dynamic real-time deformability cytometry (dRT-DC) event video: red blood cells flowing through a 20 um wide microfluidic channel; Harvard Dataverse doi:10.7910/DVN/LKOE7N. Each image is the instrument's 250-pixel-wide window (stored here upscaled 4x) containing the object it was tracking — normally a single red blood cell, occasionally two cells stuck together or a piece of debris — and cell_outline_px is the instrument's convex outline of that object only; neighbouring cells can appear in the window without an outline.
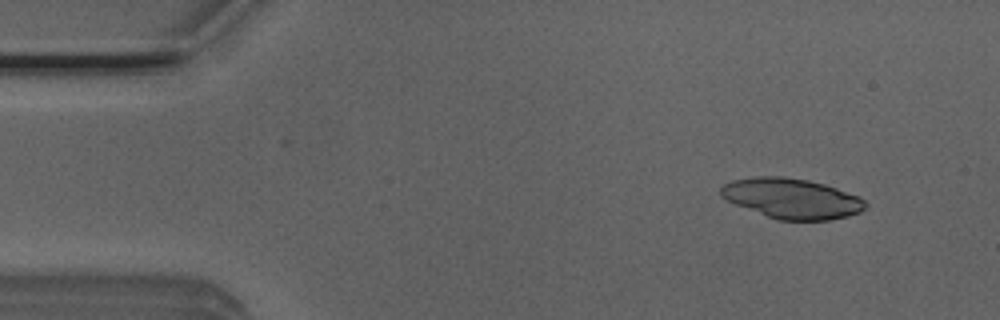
{"species": "Egyptian fruit bat (a non-hibernating species)", "species_latin": "Rousettus aegyptiacus", "temperature_condition": "room temperature", "stored_images_in_passage": 5, "camera_frame_rate_fps": 3000, "um_per_image_px": 0.085, "animal": {"sex": "male"}, "frame": {"image": 1, "passage_image": 2, "time_ms": 0.333, "image_size_px": [1000, 320], "cell_outline_px": [[868, 208], [860, 212], [848, 216], [828, 220], [776, 220], [736, 204], [720, 196], [720, 188], [724, 184], [732, 180], [756, 176], [784, 176], [808, 180], [824, 184], [860, 196], [868, 204]], "centroid_in_image_um": [67.33, 16.87], "position_along_channel_um": 17.7, "area_um2": 33.99}}